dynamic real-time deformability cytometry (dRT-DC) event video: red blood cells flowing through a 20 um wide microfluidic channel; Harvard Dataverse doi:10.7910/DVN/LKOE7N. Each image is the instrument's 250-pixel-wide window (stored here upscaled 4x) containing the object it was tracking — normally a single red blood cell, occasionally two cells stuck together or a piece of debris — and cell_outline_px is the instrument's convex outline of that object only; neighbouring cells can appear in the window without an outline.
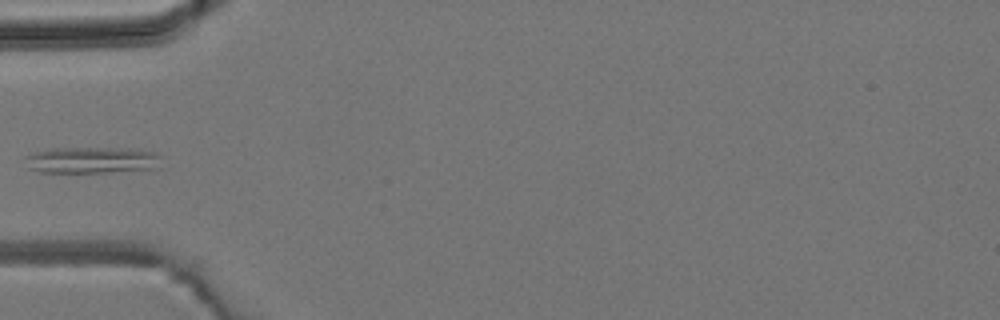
{"species": "common noctule bat (a hibernating species)", "species_latin": "Nyctalus noctula", "temperature_condition": "room temperature", "stored_images_in_passage": 5, "camera_frame_rate_fps": 3000, "um_per_image_px": 0.085, "animal": {"sex": "male", "body_mass_g": 19.2, "forearm_length_mm": 51.8}, "frame": {"image": 1, "passage_image": 4, "time_ms": 3.667, "image_size_px": [1000, 320], "cell_outline_px": [[164, 156], [160, 168], [108, 172], [40, 172], [28, 168], [24, 156], [36, 152], [52, 148], [136, 148], [156, 152]], "centroid_in_image_um": [7.91, 13.6], "position_along_channel_um": 77.1, "area_um2": 21.39}}